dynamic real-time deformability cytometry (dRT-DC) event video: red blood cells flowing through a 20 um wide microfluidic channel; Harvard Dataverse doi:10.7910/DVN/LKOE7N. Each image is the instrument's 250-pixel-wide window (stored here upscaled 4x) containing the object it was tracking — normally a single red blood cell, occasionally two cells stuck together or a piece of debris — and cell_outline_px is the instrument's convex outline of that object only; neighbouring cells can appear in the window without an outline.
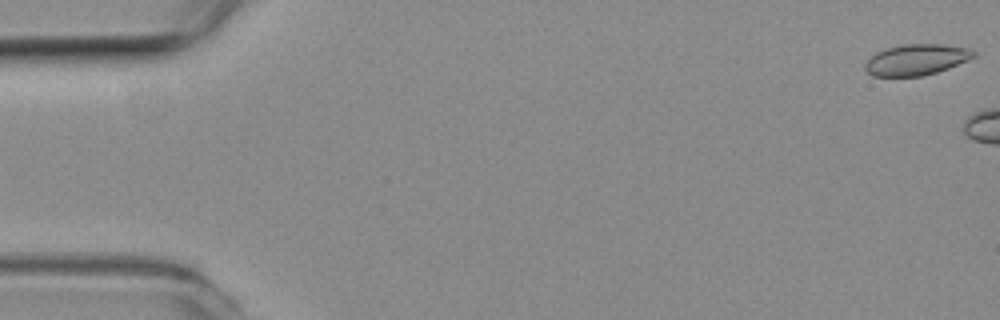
{"species": "common noctule bat (a hibernating species)", "species_latin": "Nyctalus noctula", "temperature_condition": "room temperature", "stored_images_in_passage": 5, "camera_frame_rate_fps": 3000, "um_per_image_px": 0.085, "animal": {"sex": "female", "body_mass_g": 19.3, "forearm_length_mm": 54.1}, "frame": {"image": 1, "passage_image": 1, "time_ms": 0.0, "image_size_px": [1000, 320], "cell_outline_px": [[976, 56], [968, 60], [948, 68], [924, 76], [872, 76], [864, 68], [864, 64], [876, 52], [888, 48], [904, 44], [940, 44], [968, 48], [976, 52]], "centroid_in_image_um": [77.9, 5.08], "position_along_channel_um": 7.1, "area_um2": 19.48}}